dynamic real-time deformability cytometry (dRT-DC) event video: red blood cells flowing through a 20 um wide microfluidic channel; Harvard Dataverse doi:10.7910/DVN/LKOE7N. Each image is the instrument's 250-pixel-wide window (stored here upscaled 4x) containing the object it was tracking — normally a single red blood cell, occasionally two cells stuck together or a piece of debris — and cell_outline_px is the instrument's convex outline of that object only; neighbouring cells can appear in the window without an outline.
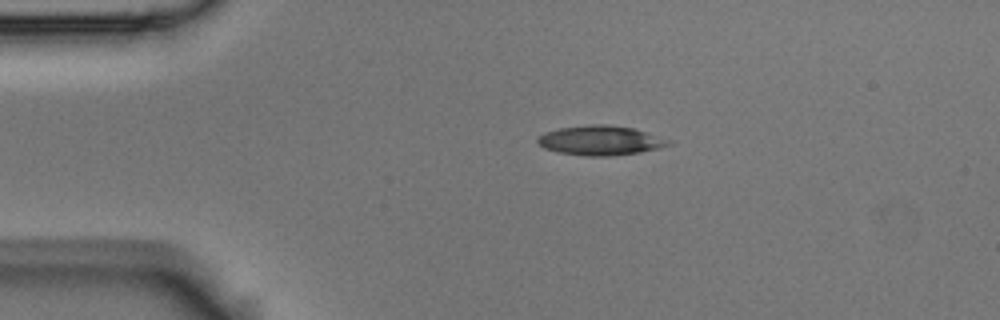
{"species": "Egyptian fruit bat (a non-hibernating species)", "species_latin": "Rousettus aegyptiacus", "temperature_condition": "room temperature", "stored_images_in_passage": 2, "camera_frame_rate_fps": 3000, "um_per_image_px": 0.085, "animal": {"sex": "male"}, "frame": {"image": 1, "passage_image": 1, "time_ms": 0.0, "image_size_px": [1000, 320], "cell_outline_px": [[672, 144], [660, 148], [640, 152], [608, 156], [588, 156], [560, 152], [544, 148], [536, 140], [536, 136], [544, 132], [560, 128], [588, 124], [604, 124], [632, 128], [668, 140]], "centroid_in_image_um": [50.98, 11.93], "position_along_channel_um": 34.0, "area_um2": 22.25}}